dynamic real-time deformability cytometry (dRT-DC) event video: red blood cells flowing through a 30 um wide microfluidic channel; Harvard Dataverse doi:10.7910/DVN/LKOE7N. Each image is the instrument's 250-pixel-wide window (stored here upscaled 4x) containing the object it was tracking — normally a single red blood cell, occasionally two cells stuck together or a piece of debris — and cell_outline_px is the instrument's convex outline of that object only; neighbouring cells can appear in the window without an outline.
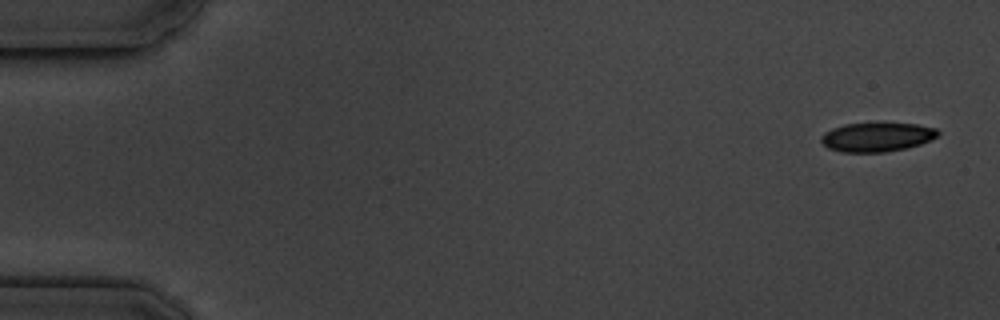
{"species": "common noctule bat (a hibernating species)", "species_latin": "Nyctalus noctula", "temperature_condition": "cold", "stored_images_in_passage": 3, "camera_frame_rate_fps": 3000, "um_per_image_px": 0.085, "animal": {"sex": "male", "body_mass_g": 19.5, "forearm_length_mm": 54.6}, "frame": {"image": 1, "passage_image": 1, "time_ms": 0.0, "image_size_px": [1000, 320], "cell_outline_px": [[940, 132], [936, 136], [920, 144], [908, 148], [884, 152], [840, 152], [828, 148], [820, 140], [820, 136], [824, 132], [832, 128], [844, 124], [916, 124], [936, 128]], "centroid_in_image_um": [74.5, 11.66], "position_along_channel_um": 10.5, "area_um2": 19.59}}